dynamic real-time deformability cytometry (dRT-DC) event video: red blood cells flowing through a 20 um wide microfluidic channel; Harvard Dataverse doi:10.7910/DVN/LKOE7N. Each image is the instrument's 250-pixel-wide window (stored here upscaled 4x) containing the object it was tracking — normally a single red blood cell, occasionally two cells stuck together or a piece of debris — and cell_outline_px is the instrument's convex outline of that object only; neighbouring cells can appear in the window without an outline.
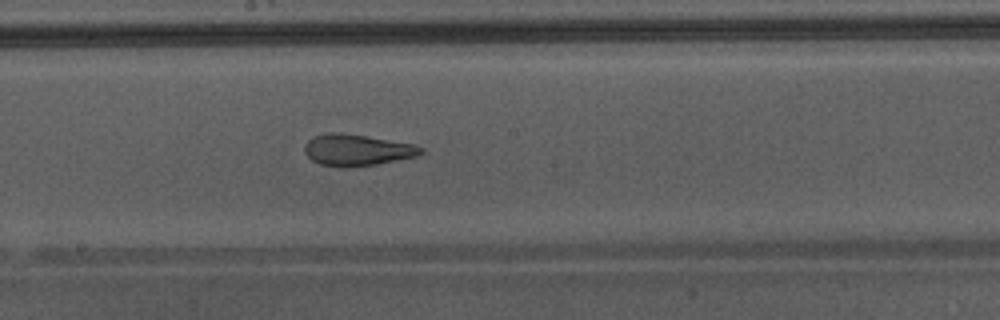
{"species": "Egyptian fruit bat (a non-hibernating species)", "species_latin": "Rousettus aegyptiacus", "temperature_condition": "warm", "stored_images_in_passage": 50, "camera_frame_rate_fps": 3000, "um_per_image_px": 0.085, "animal": {"sex": "male"}, "frame": {"image": 1, "passage_image": 29, "time_ms": 9.333, "image_size_px": [1000, 320], "cell_outline_px": [[424, 152], [416, 156], [376, 164], [348, 168], [344, 168], [320, 164], [312, 160], [304, 152], [304, 144], [312, 136], [328, 132], [336, 132], [364, 136], [412, 144], [424, 148]], "centroid_in_image_um": [30.29, 12.76], "position_along_channel_um": 217.9, "area_um2": 21.21}}